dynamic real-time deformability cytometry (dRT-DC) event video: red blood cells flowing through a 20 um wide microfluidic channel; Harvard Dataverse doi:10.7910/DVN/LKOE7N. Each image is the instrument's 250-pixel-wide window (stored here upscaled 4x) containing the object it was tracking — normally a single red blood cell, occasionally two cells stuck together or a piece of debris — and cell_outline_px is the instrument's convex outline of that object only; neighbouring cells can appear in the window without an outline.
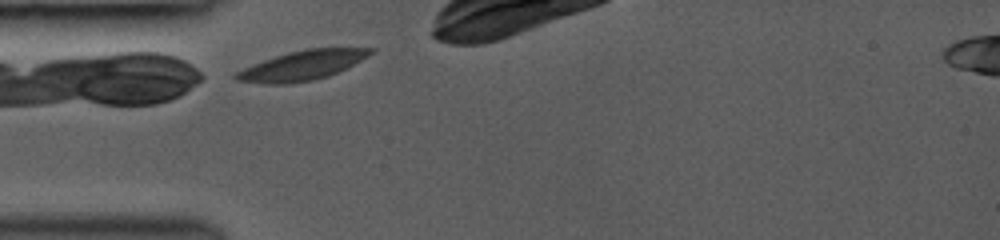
{"species": "common noctule bat (a hibernating species)", "species_latin": "Nyctalus noctula", "temperature_condition": "room temperature", "stored_images_in_passage": 10, "camera_frame_rate_fps": 3000, "um_per_image_px": 0.085, "animal": {"sex": "female", "body_mass_g": 19.0, "forearm_length_mm": 53.3}, "frame": {"image": 1, "passage_image": 1, "time_ms": 0.0, "image_size_px": [1000, 240], "cell_outline_px": [[376, 52], [328, 76], [312, 80], [284, 84], [264, 84], [236, 80], [232, 76], [236, 72], [252, 64], [288, 52], [308, 48], [376, 48]], "centroid_in_image_um": [25.66, 5.56], "position_along_channel_um": 59.3, "area_um2": 22.89}}
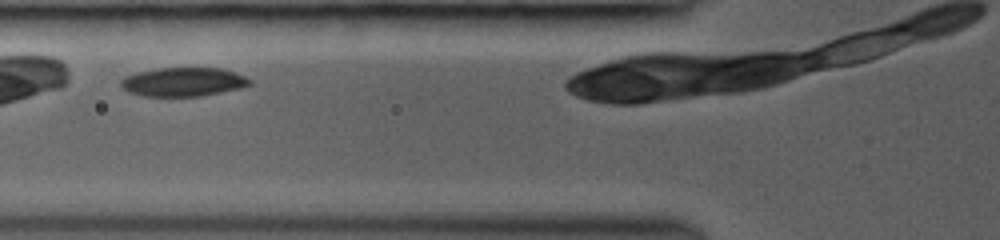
{"frame": {"image": 2, "passage_image": 5, "time_ms": 1.333, "image_size_px": [1000, 240], "cell_outline_px": [[252, 84], [240, 88], [200, 96], [144, 96], [128, 92], [120, 84], [120, 80], [124, 76], [136, 72], [156, 68], [224, 68], [244, 76], [252, 80]], "centroid_in_image_um": [15.56, 6.95], "position_along_channel_um": 110.2, "area_um2": 21.73}}